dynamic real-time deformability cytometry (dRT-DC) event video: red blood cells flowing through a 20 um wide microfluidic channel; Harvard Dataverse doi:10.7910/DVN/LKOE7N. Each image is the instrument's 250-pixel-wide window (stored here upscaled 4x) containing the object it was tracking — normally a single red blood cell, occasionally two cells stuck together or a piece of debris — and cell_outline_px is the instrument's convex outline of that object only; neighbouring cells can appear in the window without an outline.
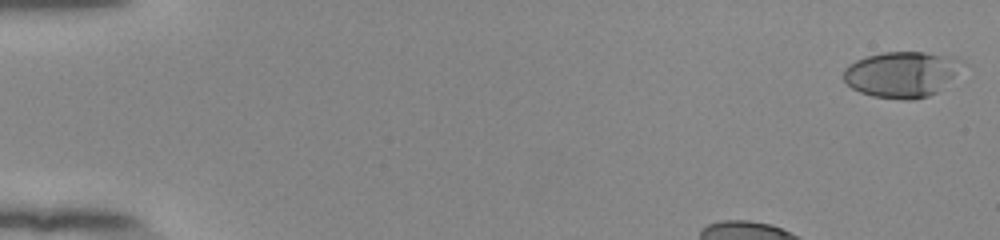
{"species": "human", "species_latin": "Homo sapiens", "temperature_condition": "room temperature", "stored_images_in_passage": 42, "camera_frame_rate_fps": 3000, "um_per_image_px": 0.085, "donor": {"sex": "female"}, "frame": {"image": 1, "passage_image": 1, "time_ms": 0.0, "image_size_px": [1000, 240], "cell_outline_px": [[972, 64], [936, 92], [928, 96], [912, 100], [904, 100], [872, 96], [860, 92], [852, 88], [844, 80], [844, 68], [848, 64], [856, 60], [868, 56], [884, 52], [924, 52], [952, 56], [964, 60]], "centroid_in_image_um": [76.75, 6.3], "position_along_channel_um": 8.2, "area_um2": 32.37}}
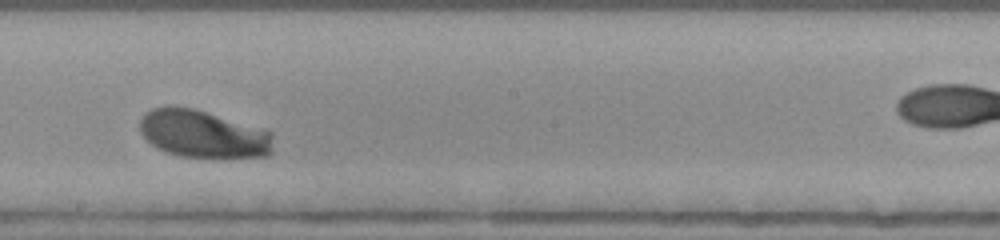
{"frame": {"image": 2, "passage_image": 27, "time_ms": 8.667, "image_size_px": [1000, 240], "cell_outline_px": [[272, 152], [268, 156], [228, 160], [216, 160], [180, 156], [168, 152], [152, 144], [140, 132], [140, 120], [144, 112], [152, 108], [168, 104], [172, 104], [192, 108], [272, 132]], "centroid_in_image_um": [17.27, 11.43], "position_along_channel_um": 230.9, "area_um2": 37.86}}
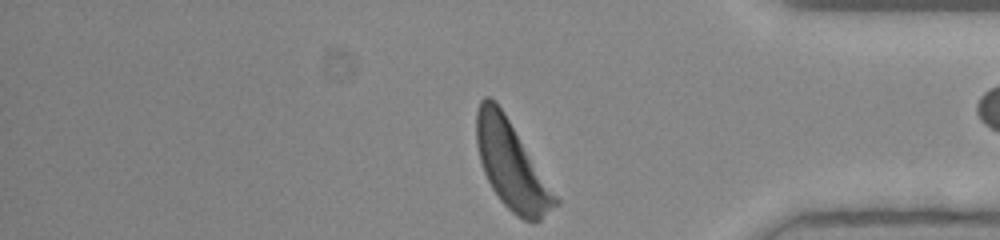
{"frame": {"image": 3, "passage_image": 41, "time_ms": 13.333, "image_size_px": [1000, 240], "cell_outline_px": [[560, 204], [540, 220], [524, 220], [516, 216], [500, 200], [492, 188], [484, 172], [480, 160], [476, 144], [476, 112], [480, 100], [484, 96], [488, 96], [496, 100], [504, 112], [560, 200]], "centroid_in_image_um": [43.47, 14.02], "position_along_channel_um": 391.7, "area_um2": 39.94}}